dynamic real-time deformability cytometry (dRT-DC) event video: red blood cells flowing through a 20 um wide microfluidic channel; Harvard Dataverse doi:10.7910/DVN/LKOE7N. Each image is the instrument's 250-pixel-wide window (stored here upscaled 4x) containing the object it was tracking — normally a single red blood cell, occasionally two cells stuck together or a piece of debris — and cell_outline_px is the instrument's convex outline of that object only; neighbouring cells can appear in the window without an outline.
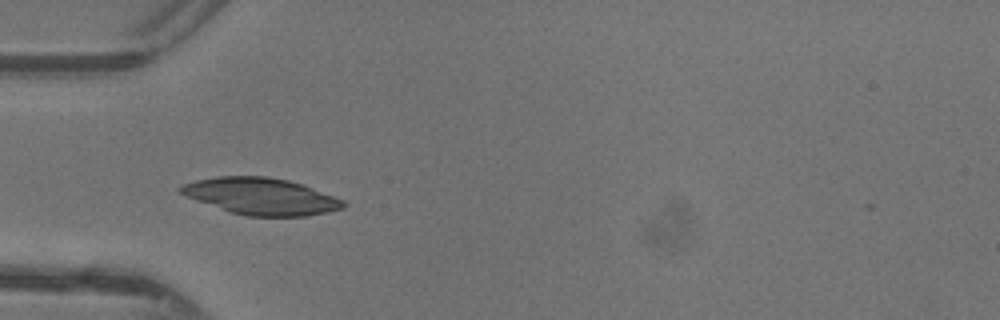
{"species": "common noctule bat (a hibernating species)", "species_latin": "Nyctalus noctula", "temperature_condition": "warm", "stored_images_in_passage": 33, "camera_frame_rate_fps": 3000, "um_per_image_px": 0.085, "animal": {"sex": "female"}, "frame": {"image": 1, "passage_image": 1, "time_ms": 0.0, "image_size_px": [1000, 320], "cell_outline_px": [[348, 204], [344, 208], [328, 212], [308, 216], [248, 216], [228, 212], [196, 200], [180, 192], [176, 188], [184, 184], [196, 180], [216, 176], [268, 176], [288, 180], [312, 188], [344, 200]], "centroid_in_image_um": [22.19, 16.69], "position_along_channel_um": 62.8, "area_um2": 34.8}}
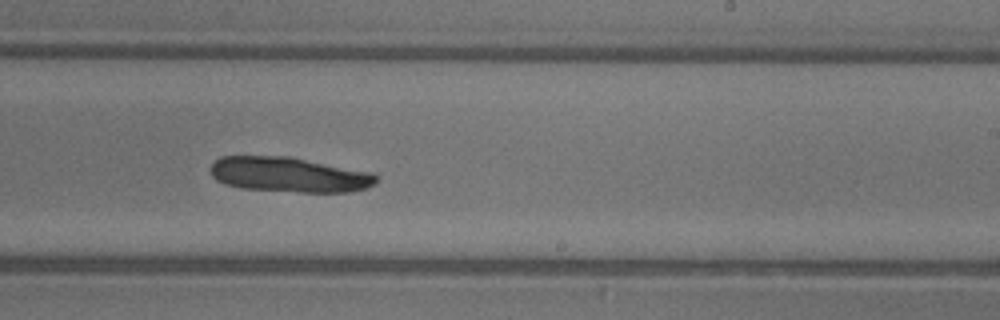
{"frame": {"image": 2, "passage_image": 15, "time_ms": 4.667, "image_size_px": [1000, 320], "cell_outline_px": [[380, 176], [376, 184], [368, 188], [348, 192], [300, 192], [240, 188], [224, 184], [216, 180], [212, 176], [212, 164], [220, 156], [288, 156], [372, 172]], "centroid_in_image_um": [24.62, 14.85], "position_along_channel_um": 264.4, "area_um2": 34.04}}
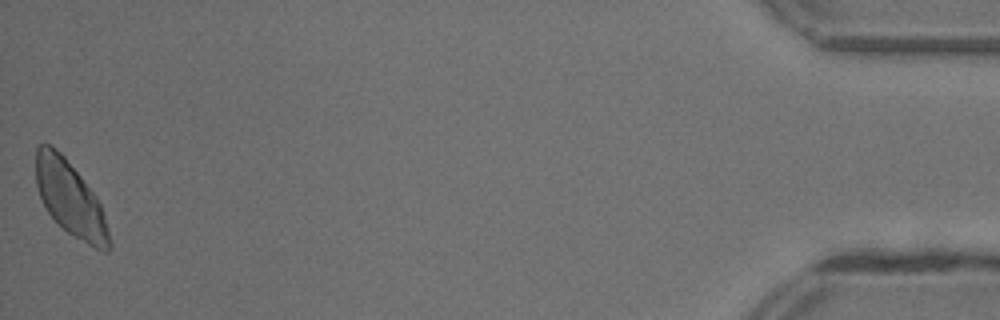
{"frame": {"image": 3, "passage_image": 33, "time_ms": 10.667, "image_size_px": [1000, 320], "cell_outline_px": [[112, 248], [108, 252], [104, 252], [88, 244], [68, 232], [48, 212], [40, 196], [36, 184], [36, 148], [40, 144], [48, 144], [60, 152], [64, 156], [96, 196], [100, 204], [108, 228], [112, 244]], "centroid_in_image_um": [5.99, 16.9], "position_along_channel_um": 429.2, "area_um2": 31.33}}